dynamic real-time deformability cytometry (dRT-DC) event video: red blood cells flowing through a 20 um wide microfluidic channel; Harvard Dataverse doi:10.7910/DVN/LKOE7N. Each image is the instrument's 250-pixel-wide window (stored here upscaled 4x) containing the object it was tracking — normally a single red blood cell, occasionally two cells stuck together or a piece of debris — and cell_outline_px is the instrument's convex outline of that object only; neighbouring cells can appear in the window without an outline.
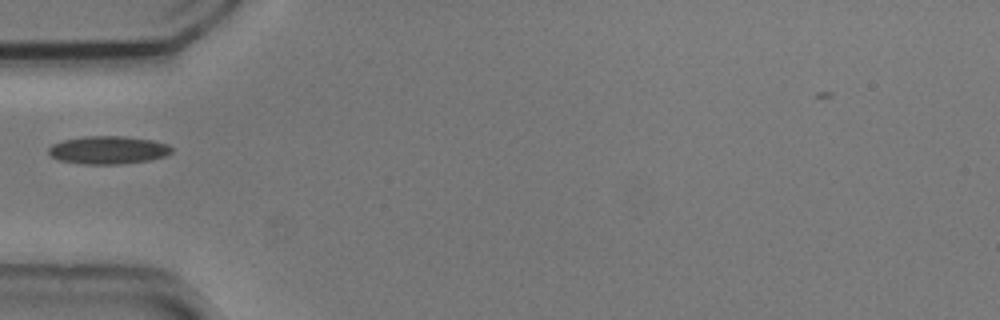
{"species": "common noctule bat (a hibernating species)", "species_latin": "Nyctalus noctula", "temperature_condition": "cold", "stored_images_in_passage": 36, "camera_frame_rate_fps": 3000, "um_per_image_px": 0.085, "animal": {"sex": "male", "body_mass_g": 20.5, "forearm_length_mm": 52.5}, "frame": {"image": 1, "passage_image": 1, "time_ms": 0.0, "image_size_px": [1000, 320], "cell_outline_px": [[172, 152], [164, 156], [148, 160], [120, 164], [84, 164], [60, 160], [52, 156], [48, 152], [48, 148], [52, 144], [64, 140], [88, 136], [124, 136], [152, 140], [168, 144], [172, 148]], "centroid_in_image_um": [9.2, 12.75], "position_along_channel_um": 75.8, "area_um2": 19.88}}
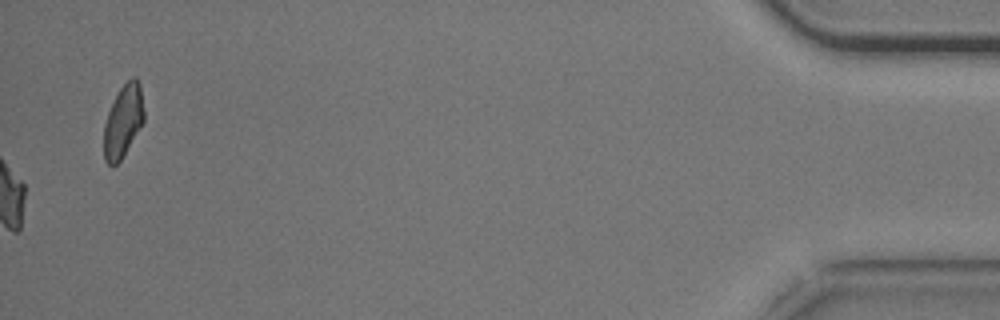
{"frame": {"image": 2, "passage_image": 36, "time_ms": 11.667, "image_size_px": [1000, 320], "cell_outline_px": [[144, 120], [120, 160], [112, 168], [104, 160], [104, 124], [108, 112], [120, 88], [132, 76], [136, 76], [140, 84], [144, 112]], "centroid_in_image_um": [10.46, 10.28], "position_along_channel_um": 424.7, "area_um2": 16.7}}